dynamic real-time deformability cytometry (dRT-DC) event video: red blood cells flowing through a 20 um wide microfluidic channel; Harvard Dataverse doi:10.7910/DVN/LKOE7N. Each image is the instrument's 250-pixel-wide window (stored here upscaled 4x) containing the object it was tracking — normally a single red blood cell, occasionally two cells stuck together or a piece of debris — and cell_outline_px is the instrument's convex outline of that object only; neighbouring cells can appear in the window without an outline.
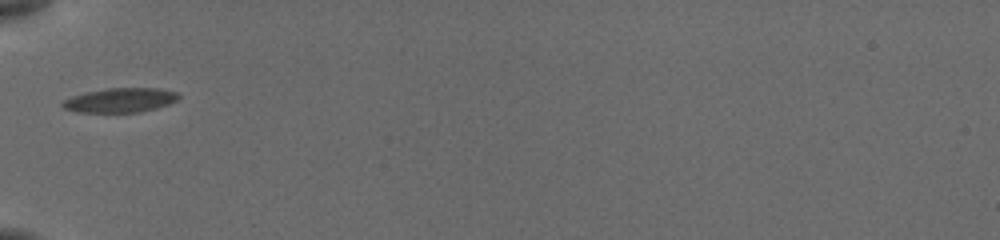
{"species": "common noctule bat (a hibernating species)", "species_latin": "Nyctalus noctula", "temperature_condition": "cold", "stored_images_in_passage": 22, "camera_frame_rate_fps": 3000, "um_per_image_px": 0.085, "animal": {"sex": "female", "body_mass_g": 19.5, "forearm_length_mm": 54.1}, "frame": {"image": 1, "passage_image": 1, "time_ms": 0.0, "image_size_px": [1000, 240], "cell_outline_px": [[180, 96], [176, 100], [168, 104], [156, 108], [140, 112], [80, 112], [64, 108], [60, 104], [64, 100], [72, 96], [88, 92], [108, 88], [160, 88], [176, 92]], "centroid_in_image_um": [10.23, 8.51], "position_along_channel_um": 74.8, "area_um2": 16.3}}
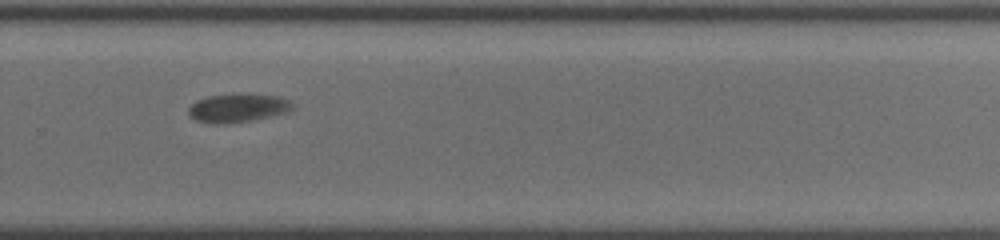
{"frame": {"image": 2, "passage_image": 10, "time_ms": 6.333, "image_size_px": [1000, 240], "cell_outline_px": [[292, 108], [284, 112], [252, 120], [216, 124], [196, 120], [188, 112], [188, 108], [196, 100], [208, 96], [280, 96], [288, 100], [292, 104]], "centroid_in_image_um": [20.15, 9.2], "position_along_channel_um": 309.6, "area_um2": 16.18}}
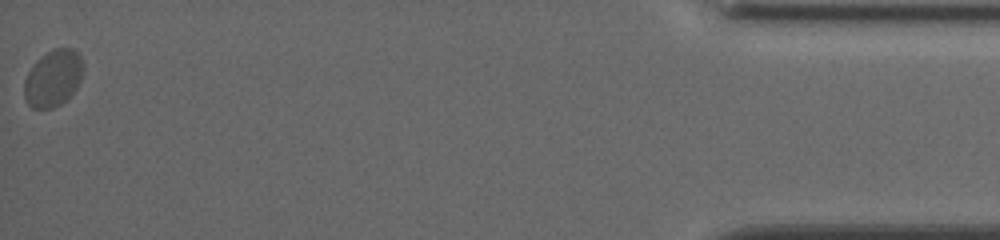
{"frame": {"image": 3, "passage_image": 22, "time_ms": 11.667, "image_size_px": [1000, 240], "cell_outline_px": [[84, 68], [80, 80], [76, 88], [60, 104], [52, 108], [32, 108], [24, 100], [24, 80], [28, 72], [36, 60], [40, 56], [52, 48], [72, 48], [80, 56], [84, 64]], "centroid_in_image_um": [4.5, 6.63], "position_along_channel_um": 430.7, "area_um2": 19.54}, "authors_computed_cell_mechanics": {"area_um2": 17.918, "velocity_mm_per_s": 3.7478, "shape_relaxation_time_tau1_ms": 2.7852, "shape_relaxation_time_tau2_ms": null, "deformation_change_tau1": 0.0767, "deformation_change_tau2": null}}